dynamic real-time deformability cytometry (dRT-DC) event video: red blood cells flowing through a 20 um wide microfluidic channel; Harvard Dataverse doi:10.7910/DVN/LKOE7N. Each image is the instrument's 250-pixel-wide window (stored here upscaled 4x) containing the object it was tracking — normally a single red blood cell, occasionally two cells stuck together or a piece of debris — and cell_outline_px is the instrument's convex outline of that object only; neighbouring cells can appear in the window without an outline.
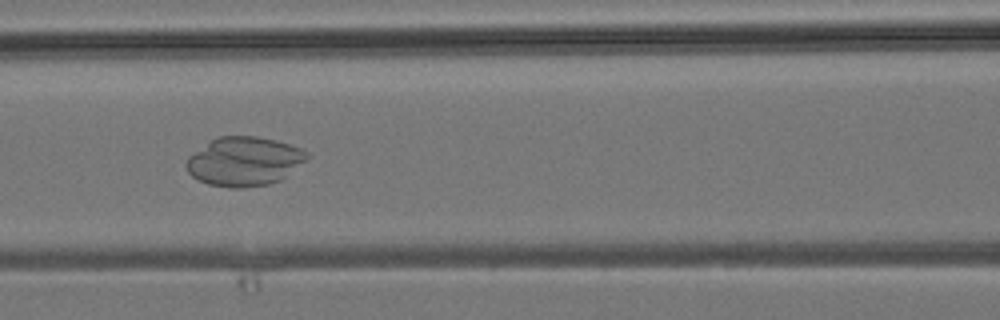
{"species": "common noctule bat (a hibernating species)", "species_latin": "Nyctalus noctula", "temperature_condition": "room temperature", "stored_images_in_passage": 42, "camera_frame_rate_fps": 3000, "um_per_image_px": 0.085, "animal": {"sex": "male", "body_mass_g": 19.2, "forearm_length_mm": 51.8}, "frame": {"image": 1, "passage_image": 18, "time_ms": 5.667, "image_size_px": [1000, 320], "cell_outline_px": [[308, 156], [304, 160], [280, 180], [268, 184], [244, 188], [232, 188], [208, 184], [192, 176], [188, 172], [184, 164], [188, 156], [216, 136], [256, 136], [276, 140], [300, 148], [308, 152]], "centroid_in_image_um": [20.7, 13.71], "position_along_channel_um": 145.9, "area_um2": 34.28}}
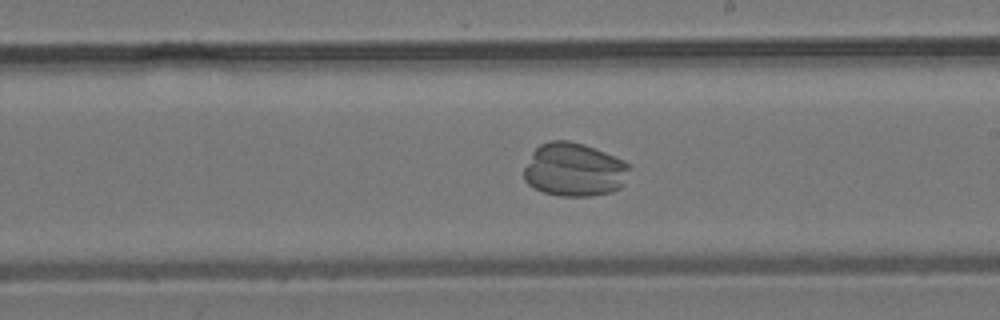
{"frame": {"image": 2, "passage_image": 24, "time_ms": 7.667, "image_size_px": [1000, 320], "cell_outline_px": [[628, 168], [624, 184], [620, 188], [612, 192], [592, 196], [560, 196], [544, 192], [528, 184], [524, 180], [524, 168], [532, 152], [540, 144], [552, 140], [568, 140], [584, 144], [624, 160], [628, 164]], "centroid_in_image_um": [48.79, 14.43], "position_along_channel_um": 240.2, "area_um2": 32.89}}
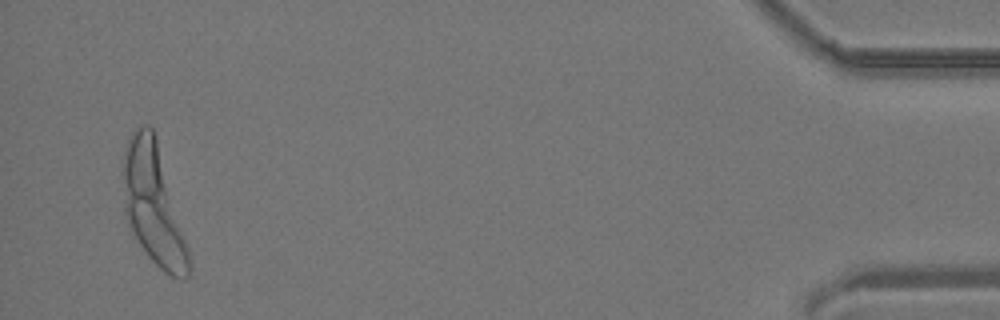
{"frame": {"image": 3, "passage_image": 41, "time_ms": 13.333, "image_size_px": [1000, 320], "cell_outline_px": [[192, 272], [184, 280], [172, 276], [164, 272], [148, 256], [132, 232], [124, 212], [124, 164], [128, 140], [132, 132], [144, 124], [148, 124], [152, 128], [156, 140], [192, 260]], "centroid_in_image_um": [13.07, 17.49], "position_along_channel_um": 422.1, "area_um2": 44.91}}